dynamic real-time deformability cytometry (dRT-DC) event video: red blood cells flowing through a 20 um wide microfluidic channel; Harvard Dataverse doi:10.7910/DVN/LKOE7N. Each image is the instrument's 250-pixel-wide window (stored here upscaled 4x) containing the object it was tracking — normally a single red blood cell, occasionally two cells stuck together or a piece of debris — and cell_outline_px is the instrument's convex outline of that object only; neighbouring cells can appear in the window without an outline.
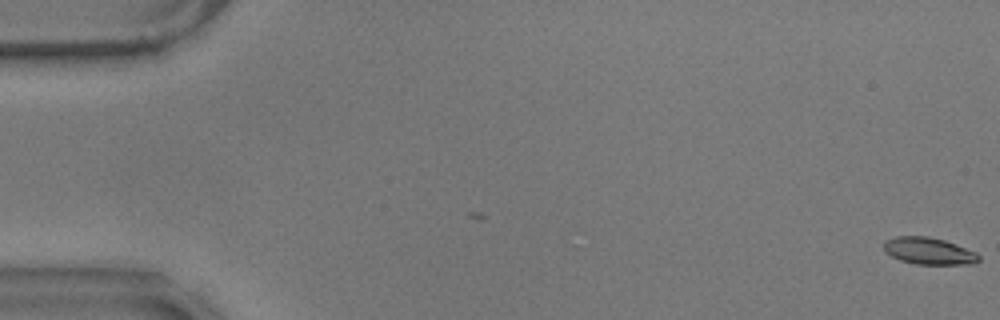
{"species": "common noctule bat (a hibernating species)", "species_latin": "Nyctalus noctula", "temperature_condition": "warm", "stored_images_in_passage": 58, "camera_frame_rate_fps": 3000, "um_per_image_px": 0.085, "animal": {"sex": "male", "body_mass_g": 17.9}, "frame": {"image": 1, "passage_image": 1, "time_ms": 0.0, "image_size_px": [1000, 320], "cell_outline_px": [[980, 260], [972, 264], [916, 264], [900, 260], [884, 252], [884, 240], [896, 236], [928, 236], [944, 240], [956, 244], [976, 252], [980, 256]], "centroid_in_image_um": [78.94, 21.33], "position_along_channel_um": 6.1, "area_um2": 14.97}}
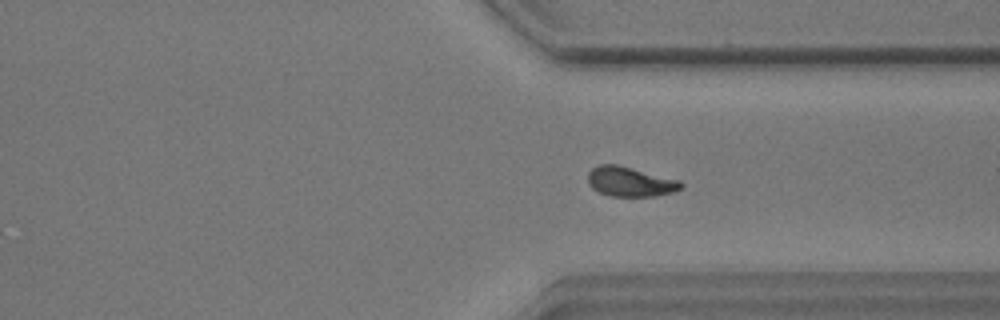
{"frame": {"image": 2, "passage_image": 44, "time_ms": 14.333, "image_size_px": [1000, 320], "cell_outline_px": [[684, 188], [672, 192], [656, 196], [612, 196], [600, 192], [592, 188], [588, 184], [588, 172], [592, 168], [600, 164], [616, 164], [680, 180], [684, 184]], "centroid_in_image_um": [53.58, 15.44], "position_along_channel_um": 357.8, "area_um2": 16.13}}
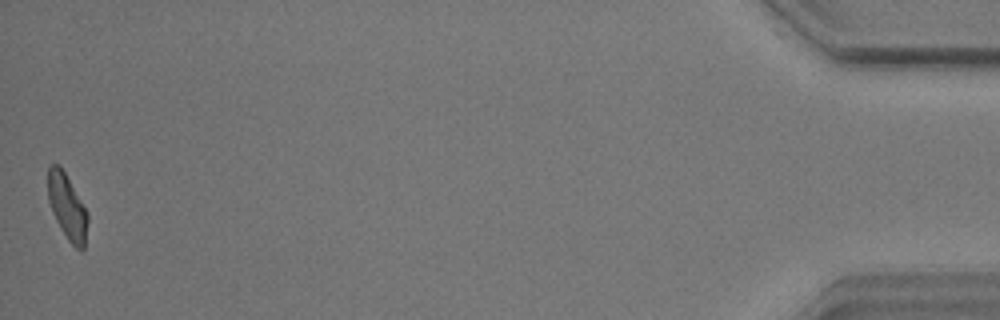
{"frame": {"image": 3, "passage_image": 58, "time_ms": 19.0, "image_size_px": [1000, 320], "cell_outline_px": [[88, 220], [84, 248], [80, 252], [68, 240], [60, 228], [52, 212], [48, 200], [48, 164], [60, 164], [88, 212]], "centroid_in_image_um": [5.71, 17.57], "position_along_channel_um": 429.5, "area_um2": 15.26}, "authors_computed_cell_mechanics": {"area_um2": 15.6927, "velocity_mm_per_s": 3.5238, "shape_relaxation_time_tau1_ms": 6.799, "shape_relaxation_time_tau2_ms": 2.7746, "deformation_change_tau1": 0.1797, "deformation_change_tau2": 0.0821}}